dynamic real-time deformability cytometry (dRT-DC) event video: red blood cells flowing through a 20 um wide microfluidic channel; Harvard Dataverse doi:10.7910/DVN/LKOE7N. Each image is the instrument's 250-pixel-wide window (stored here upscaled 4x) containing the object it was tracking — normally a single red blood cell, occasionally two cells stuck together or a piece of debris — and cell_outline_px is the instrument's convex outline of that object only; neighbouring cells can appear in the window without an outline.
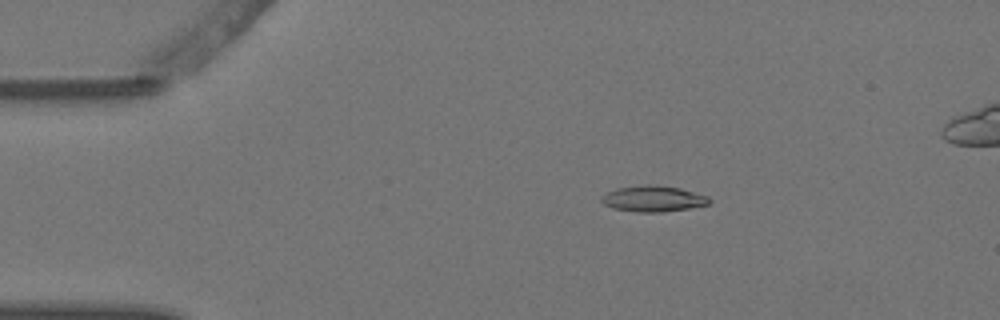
{"species": "Egyptian fruit bat (a non-hibernating species)", "species_latin": "Rousettus aegyptiacus", "temperature_condition": "warm", "stored_images_in_passage": 8, "camera_frame_rate_fps": 3000, "um_per_image_px": 0.085, "animal": {"sex": "female"}, "frame": {"image": 1, "passage_image": 3, "time_ms": 0.667, "image_size_px": [1000, 320], "cell_outline_px": [[712, 200], [708, 204], [688, 208], [660, 212], [636, 212], [612, 208], [604, 204], [600, 200], [600, 196], [616, 188], [644, 184], [652, 184], [680, 188], [708, 196]], "centroid_in_image_um": [55.49, 16.88], "position_along_channel_um": 29.5, "area_um2": 16.36}}
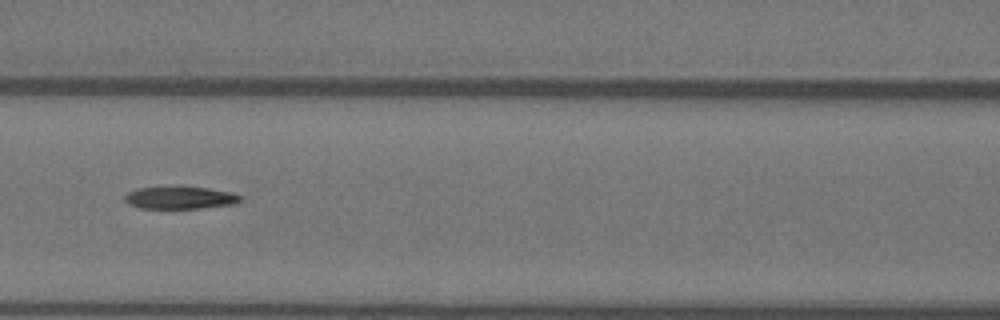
{"frame": {"image": 2, "passage_image": 7, "time_ms": 2.0, "image_size_px": [1000, 320], "cell_outline_px": [[240, 200], [236, 204], [200, 208], [140, 208], [128, 204], [124, 200], [124, 196], [128, 192], [140, 188], [208, 188], [232, 192], [240, 196]], "centroid_in_image_um": [15.31, 16.83], "position_along_channel_um": 151.3, "area_um2": 14.68}}
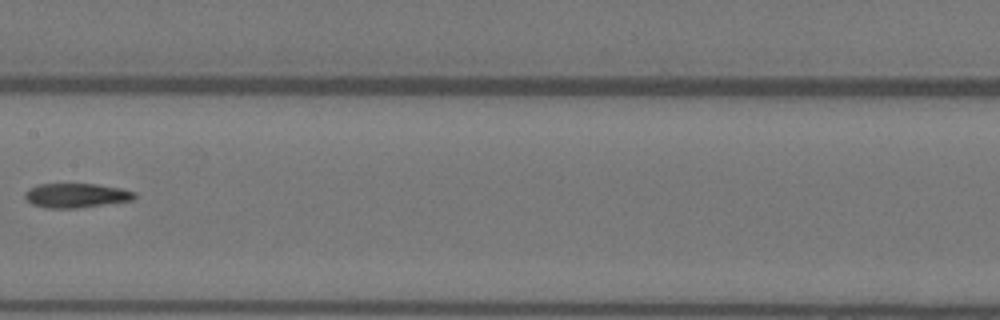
{"frame": {"image": 3, "passage_image": 8, "time_ms": 2.333, "image_size_px": [1000, 320], "cell_outline_px": [[136, 196], [132, 200], [80, 208], [44, 208], [32, 204], [24, 196], [24, 192], [40, 184], [96, 184], [120, 188], [136, 192]], "centroid_in_image_um": [6.49, 16.62], "position_along_channel_um": 200.9, "area_um2": 15.49}}